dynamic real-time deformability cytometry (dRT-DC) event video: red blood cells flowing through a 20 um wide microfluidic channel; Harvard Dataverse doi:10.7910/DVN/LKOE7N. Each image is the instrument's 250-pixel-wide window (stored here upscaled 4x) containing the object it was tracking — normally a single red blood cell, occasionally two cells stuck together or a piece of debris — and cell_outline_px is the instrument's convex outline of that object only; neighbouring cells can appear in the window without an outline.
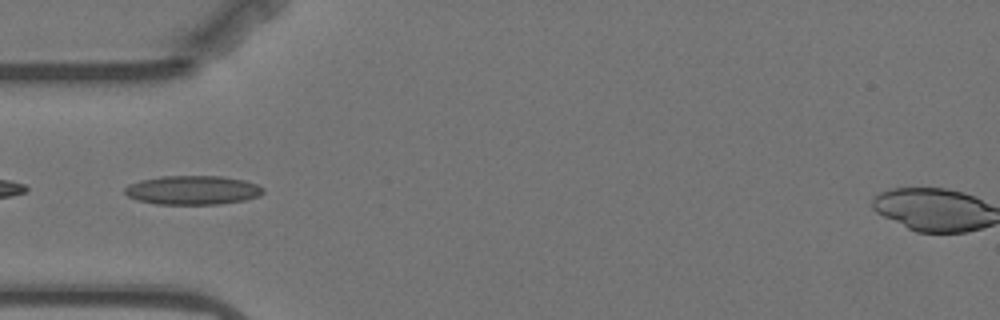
{"species": "Egyptian fruit bat (a non-hibernating species)", "species_latin": "Rousettus aegyptiacus", "temperature_condition": "warm", "stored_images_in_passage": 51, "camera_frame_rate_fps": 3000, "um_per_image_px": 0.085, "animal": {"sex": "female"}, "frame": {"image": 1, "passage_image": 11, "time_ms": 3.333, "image_size_px": [1000, 320], "cell_outline_px": [[264, 192], [260, 196], [244, 200], [220, 204], [156, 204], [136, 200], [128, 196], [124, 192], [124, 188], [128, 184], [140, 180], [160, 176], [220, 176], [244, 180], [256, 184], [264, 188]], "centroid_in_image_um": [16.36, 16.16], "position_along_channel_um": 68.6, "area_um2": 23.52}}
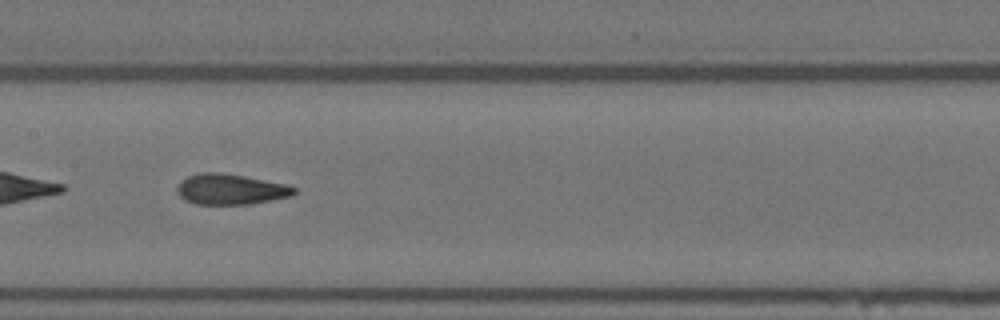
{"frame": {"image": 2, "passage_image": 21, "time_ms": 6.667, "image_size_px": [1000, 320], "cell_outline_px": [[296, 192], [292, 196], [252, 204], [196, 204], [184, 200], [180, 196], [176, 188], [180, 180], [188, 176], [200, 172], [220, 172], [244, 176], [284, 184], [296, 188]], "centroid_in_image_um": [19.57, 16.09], "position_along_channel_um": 187.8, "area_um2": 20.87}}
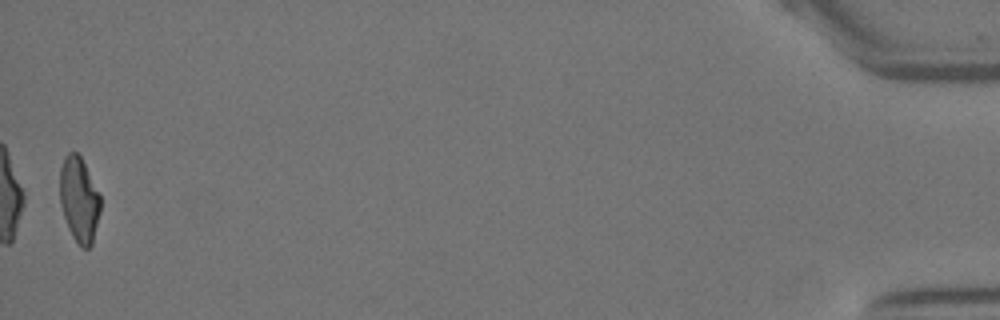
{"frame": {"image": 3, "passage_image": 50, "time_ms": 16.333, "image_size_px": [1000, 320], "cell_outline_px": [[100, 212], [92, 244], [88, 248], [80, 248], [72, 236], [68, 228], [60, 204], [60, 168], [64, 156], [68, 152], [76, 152], [80, 156], [100, 196]], "centroid_in_image_um": [6.71, 16.99], "position_along_channel_um": 428.5, "area_um2": 20.0}, "authors_computed_cell_mechanics": {"area_um2": 20.9814, "velocity_mm_per_s": 3.5225, "shape_relaxation_time_tau1_ms": null, "shape_relaxation_time_tau2_ms": 1.3919, "deformation_change_tau1": null, "deformation_change_tau2": 0.0853}}